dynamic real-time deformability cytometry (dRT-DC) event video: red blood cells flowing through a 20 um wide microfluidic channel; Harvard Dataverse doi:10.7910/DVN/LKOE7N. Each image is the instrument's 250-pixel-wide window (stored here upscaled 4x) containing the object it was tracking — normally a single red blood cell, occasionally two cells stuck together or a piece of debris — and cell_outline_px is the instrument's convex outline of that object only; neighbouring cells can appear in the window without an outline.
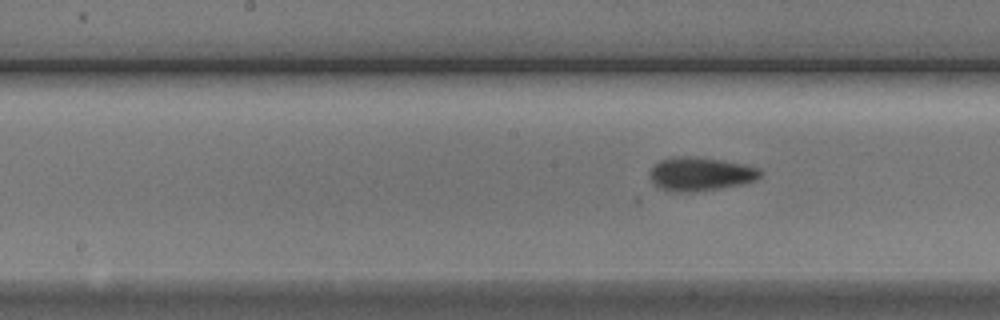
{"species": "Egyptian fruit bat (a non-hibernating species)", "species_latin": "Rousettus aegyptiacus", "temperature_condition": "cold", "stored_images_in_passage": 6, "segment_of_instrument_passage": [2, 2], "camera_frame_rate_fps": 3000, "um_per_image_px": 0.085, "animal": {"sex": "male"}, "frame": {"image": 1, "passage_image": 6, "time_ms": 6.667, "image_size_px": [1000, 320], "cell_outline_px": [[764, 172], [756, 180], [740, 184], [720, 188], [692, 192], [676, 192], [660, 188], [652, 180], [652, 168], [660, 160], [672, 156], [692, 156], [720, 160], [744, 164], [760, 168]], "centroid_in_image_um": [59.58, 14.78], "position_along_channel_um": 188.6, "area_um2": 21.44}}